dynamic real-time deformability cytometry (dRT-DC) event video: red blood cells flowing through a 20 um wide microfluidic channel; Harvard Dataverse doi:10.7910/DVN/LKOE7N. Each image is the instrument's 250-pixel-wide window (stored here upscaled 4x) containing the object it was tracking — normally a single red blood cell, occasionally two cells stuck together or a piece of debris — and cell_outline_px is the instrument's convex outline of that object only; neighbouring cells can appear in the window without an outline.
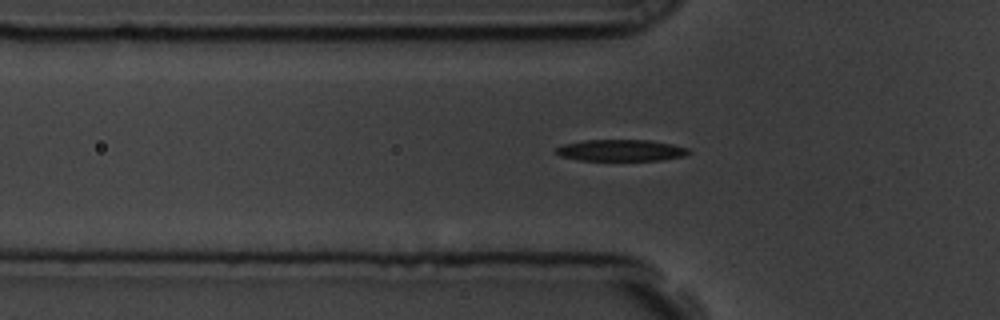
{"species": "common noctule bat (a hibernating species)", "species_latin": "Nyctalus noctula", "temperature_condition": "room temperature", "stored_images_in_passage": 38, "camera_frame_rate_fps": 3000, "um_per_image_px": 0.085, "animal": {"sex": "male", "body_mass_g": 19.5, "forearm_length_mm": 54.6}, "frame": {"image": 1, "passage_image": 18, "time_ms": 5.667, "image_size_px": [1000, 320], "cell_outline_px": [[692, 152], [684, 156], [660, 160], [580, 160], [560, 156], [556, 152], [556, 148], [564, 144], [584, 140], [652, 140], [672, 144], [688, 148]], "centroid_in_image_um": [52.81, 12.77], "position_along_channel_um": 73.0, "area_um2": 16.59}}
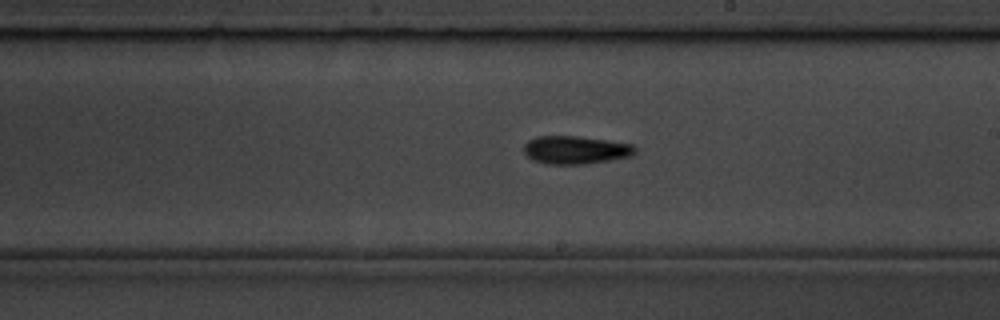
{"frame": {"image": 2, "passage_image": 32, "time_ms": 10.333, "image_size_px": [1000, 320], "cell_outline_px": [[636, 152], [632, 156], [584, 164], [548, 164], [532, 160], [524, 152], [524, 144], [528, 140], [536, 136], [576, 136], [608, 140], [632, 144], [636, 148]], "centroid_in_image_um": [48.91, 12.74], "position_along_channel_um": 240.1, "area_um2": 18.21}}
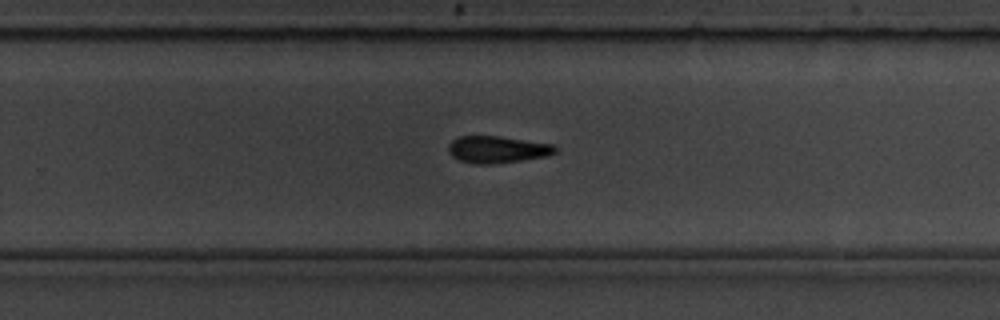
{"frame": {"image": 3, "passage_image": 36, "time_ms": 11.667, "image_size_px": [1000, 320], "cell_outline_px": [[556, 152], [548, 156], [492, 164], [476, 164], [460, 160], [452, 156], [448, 152], [448, 144], [452, 140], [460, 136], [500, 136], [552, 144], [556, 148]], "centroid_in_image_um": [42.25, 12.7], "position_along_channel_um": 287.6, "area_um2": 16.7}}